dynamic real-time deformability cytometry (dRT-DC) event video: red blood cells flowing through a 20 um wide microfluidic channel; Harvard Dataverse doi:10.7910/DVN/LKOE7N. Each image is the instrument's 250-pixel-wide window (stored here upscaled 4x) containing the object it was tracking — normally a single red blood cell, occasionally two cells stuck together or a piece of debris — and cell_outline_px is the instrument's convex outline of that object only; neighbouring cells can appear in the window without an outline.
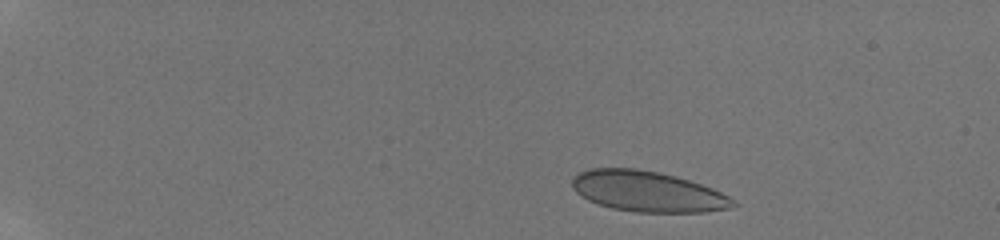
{"species": "human", "species_latin": "Homo sapiens", "temperature_condition": "room temperature", "stored_images_in_passage": 41, "camera_frame_rate_fps": 3000, "um_per_image_px": 0.085, "donor": {"sex": "male"}, "frame": {"image": 1, "passage_image": 1, "time_ms": 0.0, "image_size_px": [1000, 240], "cell_outline_px": [[740, 204], [732, 208], [704, 212], [636, 212], [612, 208], [588, 200], [580, 196], [572, 188], [572, 180], [580, 172], [588, 168], [636, 168], [656, 172], [688, 180], [712, 188], [736, 200]], "centroid_in_image_um": [55.06, 16.28], "position_along_channel_um": 29.9, "area_um2": 37.97}}
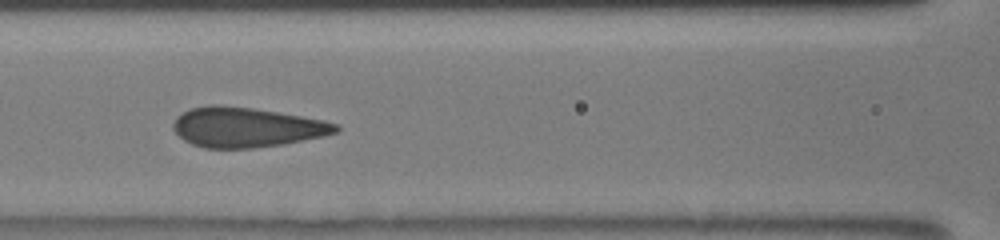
{"frame": {"image": 2, "passage_image": 16, "time_ms": 5.0, "image_size_px": [1000, 240], "cell_outline_px": [[340, 128], [336, 132], [324, 136], [284, 144], [252, 148], [204, 148], [192, 144], [184, 140], [172, 128], [172, 124], [176, 116], [188, 108], [208, 104], [220, 104], [252, 108], [324, 120], [336, 124]], "centroid_in_image_um": [20.89, 10.81], "position_along_channel_um": 145.7, "area_um2": 37.86}}
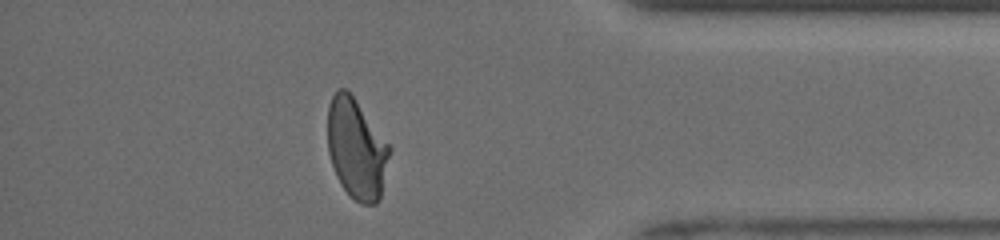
{"frame": {"image": 3, "passage_image": 36, "time_ms": 11.667, "image_size_px": [1000, 240], "cell_outline_px": [[392, 148], [380, 196], [376, 204], [360, 204], [344, 188], [336, 176], [328, 152], [328, 108], [332, 96], [340, 88], [344, 88], [352, 96]], "centroid_in_image_um": [30.3, 12.67], "position_along_channel_um": 404.9, "area_um2": 35.55}, "authors_computed_cell_mechanics": {"area_um2": 37.7434, "velocity_mm_per_s": 3.967, "shape_relaxation_time_tau1_ms": 4.9853, "shape_relaxation_time_tau2_ms": null, "deformation_change_tau1": 0.1533, "deformation_change_tau2": null}}